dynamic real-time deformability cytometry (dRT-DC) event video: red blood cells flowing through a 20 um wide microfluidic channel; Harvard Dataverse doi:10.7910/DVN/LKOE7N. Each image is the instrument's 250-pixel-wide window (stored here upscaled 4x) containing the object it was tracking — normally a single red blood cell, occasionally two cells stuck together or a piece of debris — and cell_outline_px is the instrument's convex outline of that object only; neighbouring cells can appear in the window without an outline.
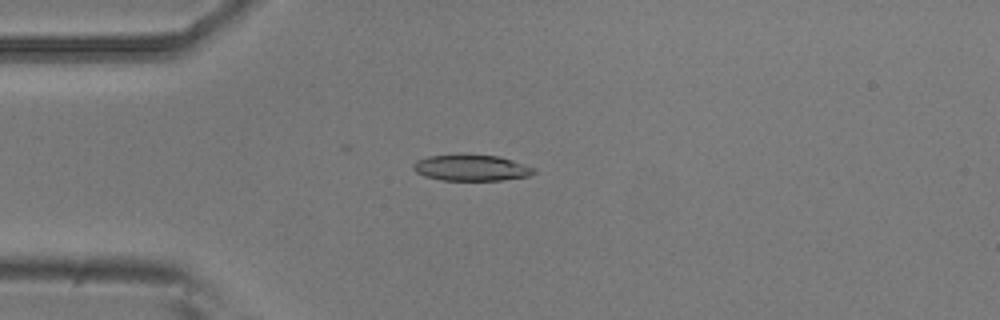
{"species": "common noctule bat (a hibernating species)", "species_latin": "Nyctalus noctula", "temperature_condition": "room temperature", "stored_images_in_passage": 2, "camera_frame_rate_fps": 3000, "um_per_image_px": 0.085, "animal": {"sex": "male", "body_mass_g": 20.5, "forearm_length_mm": 52.5}, "frame": {"image": 1, "passage_image": 2, "time_ms": 0.333, "image_size_px": [1000, 320], "cell_outline_px": [[536, 172], [528, 176], [500, 180], [440, 180], [424, 176], [416, 172], [412, 168], [412, 164], [416, 160], [428, 156], [500, 156], [536, 168]], "centroid_in_image_um": [40.05, 14.28], "position_along_channel_um": 44.9, "area_um2": 17.98}}